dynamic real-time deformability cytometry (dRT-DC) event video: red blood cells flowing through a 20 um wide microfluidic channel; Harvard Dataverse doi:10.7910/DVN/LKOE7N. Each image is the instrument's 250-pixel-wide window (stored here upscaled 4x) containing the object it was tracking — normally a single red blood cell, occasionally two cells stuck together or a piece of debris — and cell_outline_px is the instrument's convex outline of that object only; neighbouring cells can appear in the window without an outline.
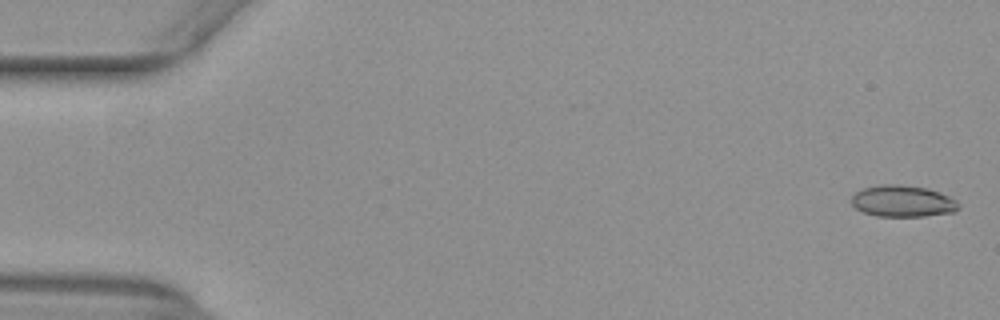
{"species": "common noctule bat (a hibernating species)", "species_latin": "Nyctalus noctula", "temperature_condition": "warm", "stored_images_in_passage": 4, "camera_frame_rate_fps": 3000, "um_per_image_px": 0.085, "animal": {"sex": "female", "body_mass_g": 29.2, "forearm_length_mm": 56.3}, "frame": {"image": 1, "passage_image": 2, "time_ms": 0.333, "image_size_px": [1000, 320], "cell_outline_px": [[960, 204], [952, 212], [924, 216], [876, 216], [864, 212], [856, 208], [852, 204], [852, 196], [860, 188], [880, 184], [900, 184], [928, 188], [940, 192], [956, 200]], "centroid_in_image_um": [76.7, 17.08], "position_along_channel_um": 8.3, "area_um2": 19.71}}